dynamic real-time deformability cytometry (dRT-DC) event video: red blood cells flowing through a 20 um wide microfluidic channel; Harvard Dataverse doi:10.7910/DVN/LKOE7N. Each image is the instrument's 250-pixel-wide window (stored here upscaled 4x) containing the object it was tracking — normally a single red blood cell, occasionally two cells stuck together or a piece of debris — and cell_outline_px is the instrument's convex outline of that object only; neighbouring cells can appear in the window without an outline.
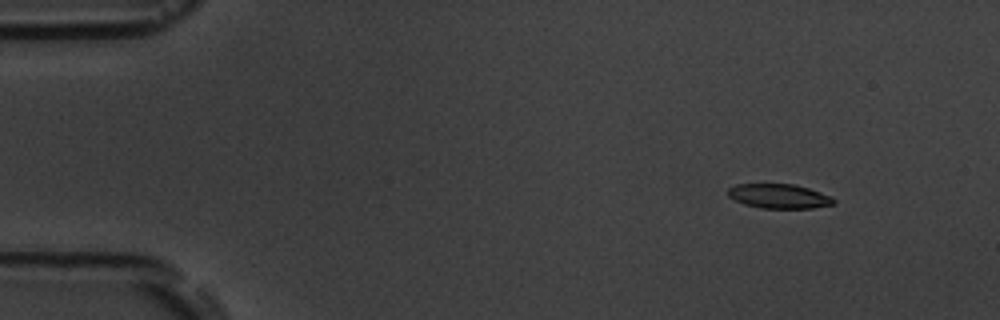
{"species": "common noctule bat (a hibernating species)", "species_latin": "Nyctalus noctula", "temperature_condition": "room temperature", "stored_images_in_passage": 5, "segment_of_instrument_passage": [1, 2], "camera_frame_rate_fps": 3000, "um_per_image_px": 0.085, "animal": {"sex": "male", "body_mass_g": 19.5, "forearm_length_mm": 54.6}, "frame": {"image": 1, "passage_image": 1, "time_ms": 0.0, "image_size_px": [1000, 320], "cell_outline_px": [[836, 204], [812, 208], [760, 208], [744, 204], [728, 196], [728, 188], [736, 184], [796, 184], [832, 196], [836, 200]], "centroid_in_image_um": [66.25, 16.67], "position_along_channel_um": 18.7, "area_um2": 15.14}}
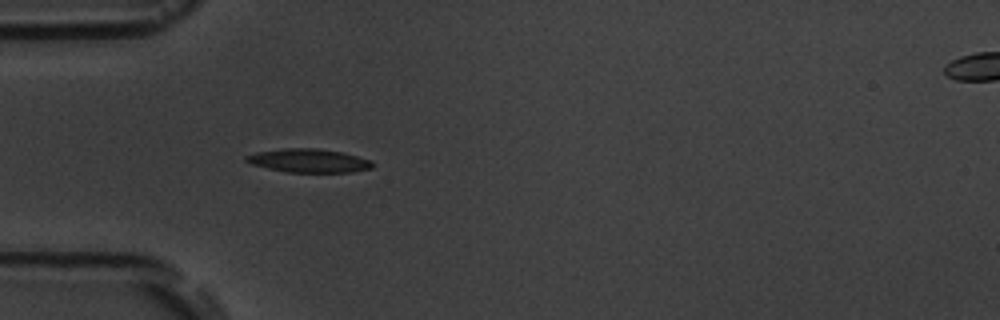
{"frame": {"image": 2, "passage_image": 4, "time_ms": 3.667, "image_size_px": [1000, 320], "cell_outline_px": [[376, 164], [372, 168], [352, 172], [288, 172], [268, 168], [252, 164], [244, 160], [244, 156], [256, 152], [284, 148], [316, 148], [340, 152], [372, 160]], "centroid_in_image_um": [26.25, 13.65], "position_along_channel_um": 58.7, "area_um2": 17.34}}